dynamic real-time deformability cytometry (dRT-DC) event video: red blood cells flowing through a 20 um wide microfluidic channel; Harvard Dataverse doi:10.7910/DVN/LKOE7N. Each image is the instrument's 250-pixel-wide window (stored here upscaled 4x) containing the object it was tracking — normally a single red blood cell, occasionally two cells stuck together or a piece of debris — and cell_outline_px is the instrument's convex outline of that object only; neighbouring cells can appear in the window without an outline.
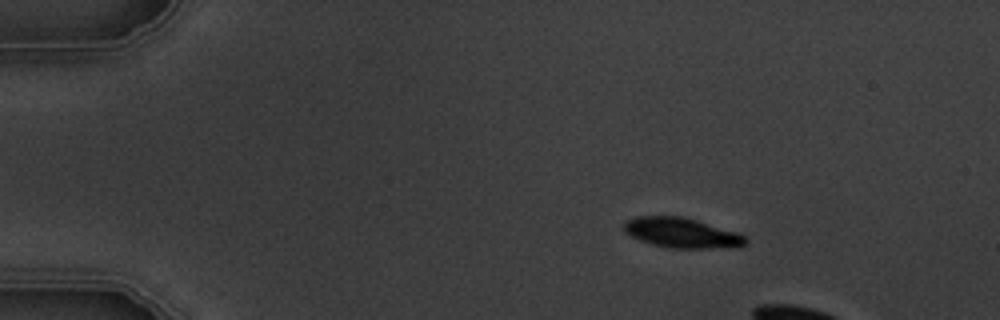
{"species": "common noctule bat (a hibernating species)", "species_latin": "Nyctalus noctula", "temperature_condition": "warm", "stored_images_in_passage": 4, "camera_frame_rate_fps": 3000, "um_per_image_px": 0.085, "animal": {"sex": "male", "body_mass_g": 19.5, "forearm_length_mm": 54.6}, "frame": {"image": 1, "passage_image": 2, "time_ms": 1.333, "image_size_px": [1000, 320], "cell_outline_px": [[748, 244], [740, 248], [668, 248], [652, 244], [640, 240], [624, 232], [624, 220], [636, 216], [684, 216], [736, 232], [744, 236], [748, 240]], "centroid_in_image_um": [57.97, 19.8], "position_along_channel_um": 27.0, "area_um2": 21.56}}